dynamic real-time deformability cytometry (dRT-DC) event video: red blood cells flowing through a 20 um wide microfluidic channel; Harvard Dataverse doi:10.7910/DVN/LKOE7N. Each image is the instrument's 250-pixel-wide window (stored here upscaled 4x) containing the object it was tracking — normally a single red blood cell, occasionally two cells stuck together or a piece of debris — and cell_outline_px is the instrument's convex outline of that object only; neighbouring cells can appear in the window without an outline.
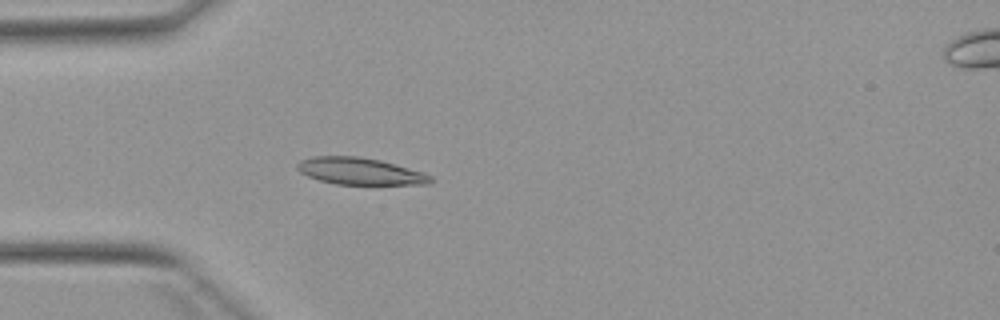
{"species": "Egyptian fruit bat (a non-hibernating species)", "species_latin": "Rousettus aegyptiacus", "temperature_condition": "warm", "stored_images_in_passage": 3, "camera_frame_rate_fps": 3000, "um_per_image_px": 0.085, "animal": {"sex": "female"}, "frame": {"image": 1, "passage_image": 3, "time_ms": 3.333, "image_size_px": [1000, 320], "cell_outline_px": [[432, 184], [336, 184], [320, 180], [308, 176], [300, 172], [296, 168], [296, 164], [300, 160], [312, 156], [356, 156], [380, 160], [424, 172], [432, 176]], "centroid_in_image_um": [30.59, 14.55], "position_along_channel_um": 54.4, "area_um2": 20.87}}